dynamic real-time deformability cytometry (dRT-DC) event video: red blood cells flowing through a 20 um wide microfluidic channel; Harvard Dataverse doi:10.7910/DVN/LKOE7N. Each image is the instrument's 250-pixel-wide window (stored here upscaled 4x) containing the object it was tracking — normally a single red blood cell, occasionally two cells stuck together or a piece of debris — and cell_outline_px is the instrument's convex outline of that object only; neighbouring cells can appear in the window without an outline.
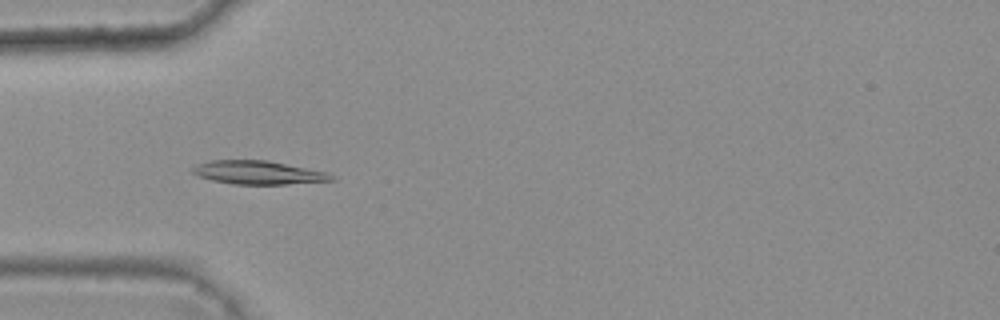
{"species": "common noctule bat (a hibernating species)", "species_latin": "Nyctalus noctula", "temperature_condition": "warm", "stored_images_in_passage": 45, "camera_frame_rate_fps": 3000, "um_per_image_px": 0.085, "animal": {"sex": "female", "body_mass_g": 25.1}, "frame": {"image": 1, "passage_image": 16, "time_ms": 5.0, "image_size_px": [1000, 320], "cell_outline_px": [[336, 180], [284, 184], [232, 184], [212, 180], [196, 176], [192, 172], [192, 168], [196, 164], [212, 160], [268, 160], [324, 172], [336, 176]], "centroid_in_image_um": [21.9, 14.67], "position_along_channel_um": 63.1, "area_um2": 18.9}}
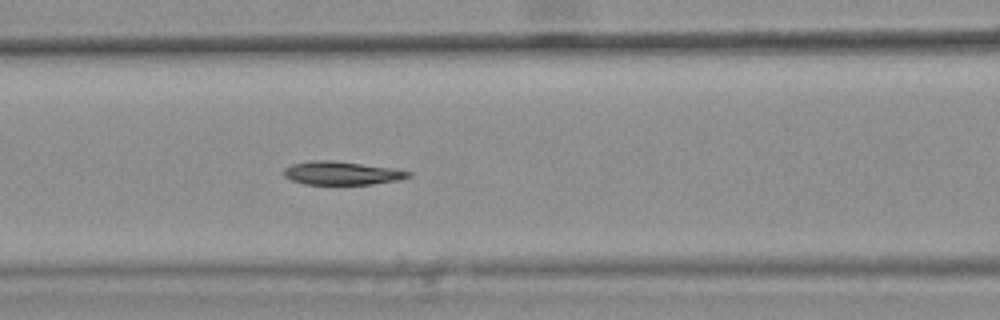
{"frame": {"image": 2, "passage_image": 22, "time_ms": 7.0, "image_size_px": [1000, 320], "cell_outline_px": [[412, 176], [400, 180], [372, 184], [304, 184], [292, 180], [284, 176], [284, 168], [292, 164], [312, 160], [336, 160], [392, 168], [412, 172]], "centroid_in_image_um": [29.07, 14.71], "position_along_channel_um": 137.5, "area_um2": 17.05}}
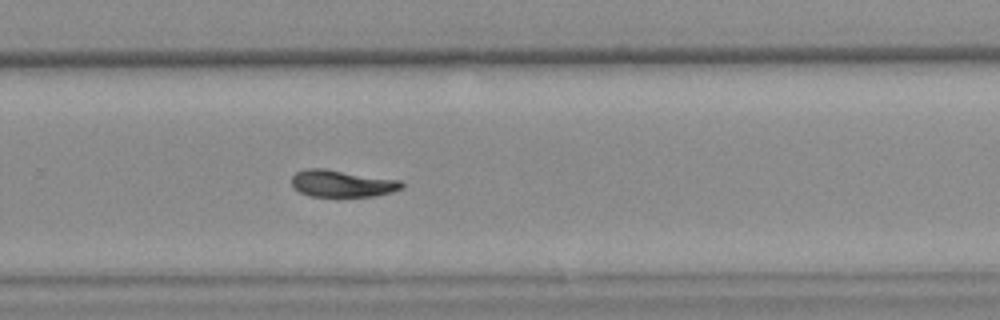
{"frame": {"image": 3, "passage_image": 35, "time_ms": 11.333, "image_size_px": [1000, 320], "cell_outline_px": [[404, 188], [392, 192], [376, 196], [312, 196], [300, 192], [292, 184], [292, 176], [296, 172], [304, 168], [324, 168], [400, 180], [404, 184]], "centroid_in_image_um": [29.1, 15.59], "position_along_channel_um": 300.7, "area_um2": 17.28}, "authors_computed_cell_mechanics": {"area_um2": 17.7446, "velocity_mm_per_s": 3.7808, "shape_relaxation_time_tau1_ms": 6.9246, "shape_relaxation_time_tau2_ms": null, "deformation_change_tau1": 0.2078, "deformation_change_tau2": null}}